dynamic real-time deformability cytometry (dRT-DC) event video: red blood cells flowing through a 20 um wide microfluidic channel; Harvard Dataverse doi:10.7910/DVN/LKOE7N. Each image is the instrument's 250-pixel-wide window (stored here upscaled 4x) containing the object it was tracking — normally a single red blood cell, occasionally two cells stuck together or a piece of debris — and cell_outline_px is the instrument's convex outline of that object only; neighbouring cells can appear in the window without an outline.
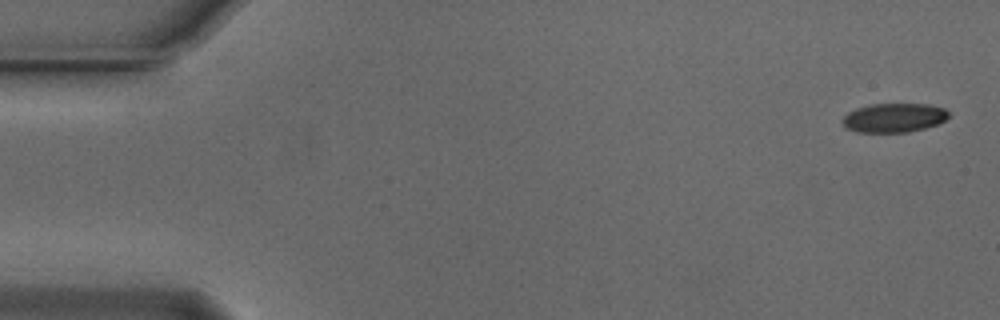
{"species": "Egyptian fruit bat (a non-hibernating species)", "species_latin": "Rousettus aegyptiacus", "temperature_condition": "cold", "stored_images_in_passage": 7, "camera_frame_rate_fps": 3000, "um_per_image_px": 0.085, "animal": {"sex": "male"}, "frame": {"image": 1, "passage_image": 1, "time_ms": 0.0, "image_size_px": [1000, 320], "cell_outline_px": [[948, 116], [944, 120], [936, 124], [924, 128], [908, 132], [856, 132], [844, 128], [840, 120], [848, 112], [856, 108], [868, 104], [928, 104], [944, 108], [948, 112]], "centroid_in_image_um": [75.91, 10.01], "position_along_channel_um": 9.1, "area_um2": 18.09}}